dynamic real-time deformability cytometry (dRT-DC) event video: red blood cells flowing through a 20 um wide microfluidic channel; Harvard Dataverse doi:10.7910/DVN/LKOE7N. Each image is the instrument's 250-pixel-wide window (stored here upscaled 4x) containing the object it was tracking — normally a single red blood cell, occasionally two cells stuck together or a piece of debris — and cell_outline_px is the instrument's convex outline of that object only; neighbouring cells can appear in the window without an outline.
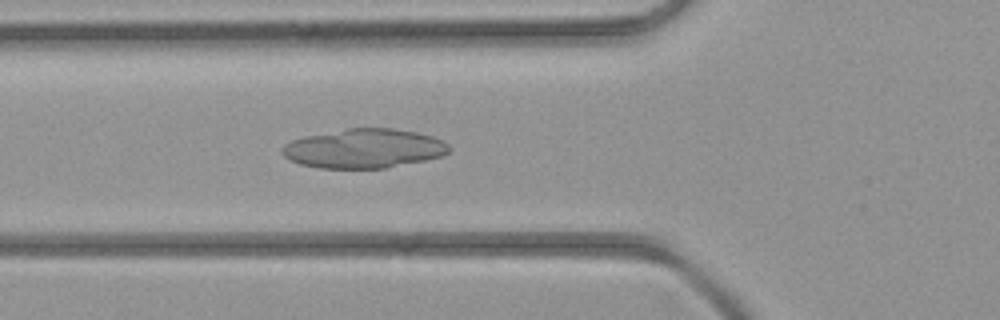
{"species": "common noctule bat (a hibernating species)", "species_latin": "Nyctalus noctula", "temperature_condition": "room temperature", "stored_images_in_passage": 43, "camera_frame_rate_fps": 3000, "um_per_image_px": 0.085, "animal": {"sex": "female", "body_mass_g": 21.9}, "frame": {"image": 1, "passage_image": 15, "time_ms": 4.667, "image_size_px": [1000, 320], "cell_outline_px": [[452, 148], [448, 152], [440, 156], [424, 160], [384, 168], [320, 168], [300, 164], [288, 160], [280, 152], [280, 148], [284, 144], [292, 140], [304, 136], [348, 128], [392, 128], [416, 132], [432, 136], [444, 140]], "centroid_in_image_um": [30.91, 12.62], "position_along_channel_um": 94.9, "area_um2": 38.26}}
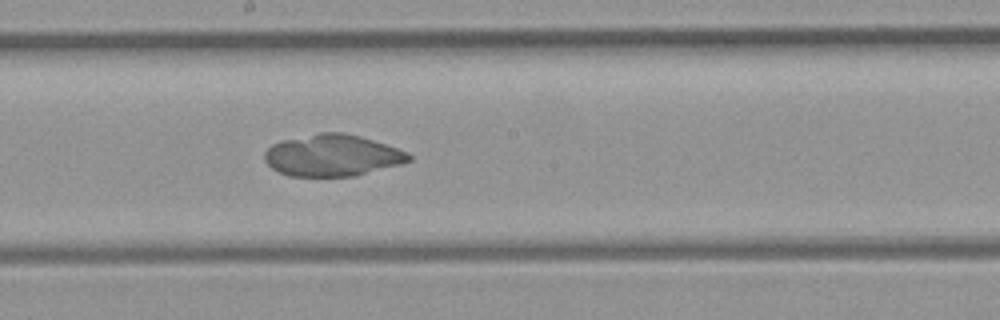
{"frame": {"image": 2, "passage_image": 23, "time_ms": 7.333, "image_size_px": [1000, 320], "cell_outline_px": [[412, 160], [400, 164], [352, 176], [288, 176], [272, 168], [264, 160], [264, 152], [272, 144], [284, 140], [320, 132], [344, 132], [360, 136], [408, 152], [412, 156]], "centroid_in_image_um": [28.23, 13.2], "position_along_channel_um": 220.0, "area_um2": 34.74}}
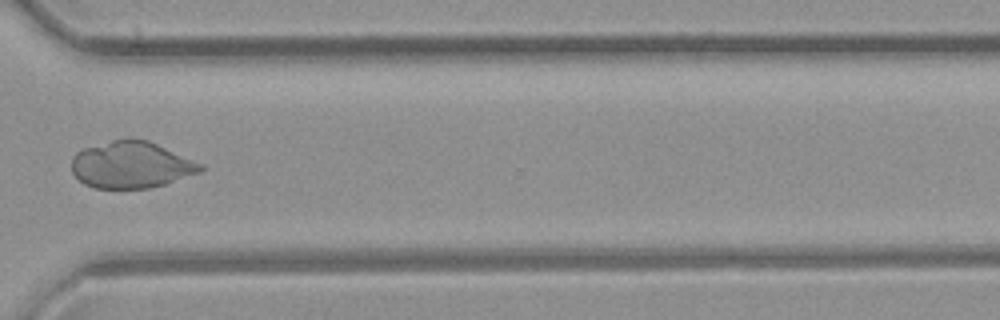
{"frame": {"image": 3, "passage_image": 32, "time_ms": 10.333, "image_size_px": [1000, 320], "cell_outline_px": [[204, 168], [200, 172], [164, 184], [148, 188], [92, 188], [84, 184], [72, 172], [72, 156], [76, 152], [84, 148], [112, 140], [128, 136], [148, 140], [204, 164]], "centroid_in_image_um": [11.15, 13.99], "position_along_channel_um": 359.5, "area_um2": 35.32}}